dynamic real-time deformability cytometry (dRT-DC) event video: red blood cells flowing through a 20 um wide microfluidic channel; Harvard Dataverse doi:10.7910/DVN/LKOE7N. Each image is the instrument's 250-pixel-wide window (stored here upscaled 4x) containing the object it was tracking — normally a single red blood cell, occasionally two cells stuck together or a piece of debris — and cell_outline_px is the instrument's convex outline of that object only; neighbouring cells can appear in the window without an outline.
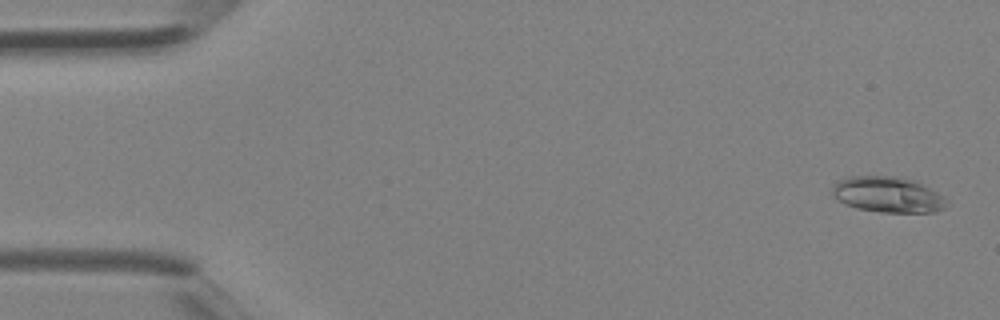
{"species": "Egyptian fruit bat (a non-hibernating species)", "species_latin": "Rousettus aegyptiacus", "temperature_condition": "room temperature", "stored_images_in_passage": 41, "camera_frame_rate_fps": 3000, "um_per_image_px": 0.085, "animal": {"sex": "female"}, "frame": {"image": 1, "passage_image": 2, "time_ms": 0.333, "image_size_px": [1000, 320], "cell_outline_px": [[948, 204], [944, 208], [932, 212], [880, 212], [856, 208], [836, 200], [832, 196], [832, 188], [840, 180], [848, 176], [900, 176], [916, 180], [944, 196], [948, 200]], "centroid_in_image_um": [75.48, 16.53], "position_along_channel_um": 9.5, "area_um2": 24.04}}
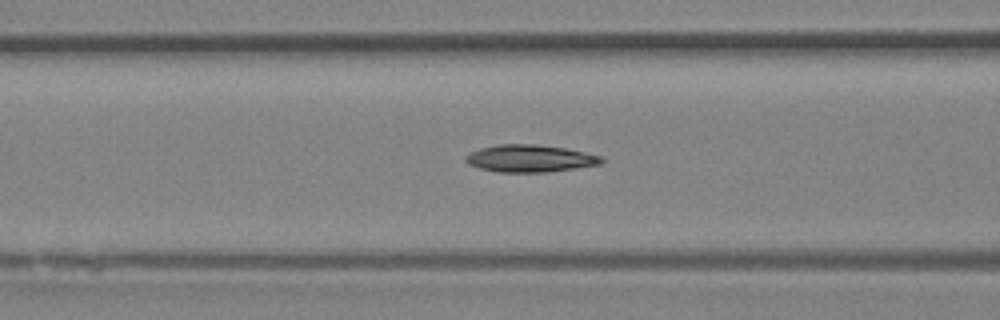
{"frame": {"image": 2, "passage_image": 17, "time_ms": 5.333, "image_size_px": [1000, 320], "cell_outline_px": [[604, 160], [600, 164], [544, 172], [496, 172], [480, 168], [468, 164], [464, 160], [464, 156], [480, 148], [496, 144], [536, 144], [564, 148], [584, 152], [600, 156]], "centroid_in_image_um": [44.98, 13.46], "position_along_channel_um": 121.6, "area_um2": 21.39}}
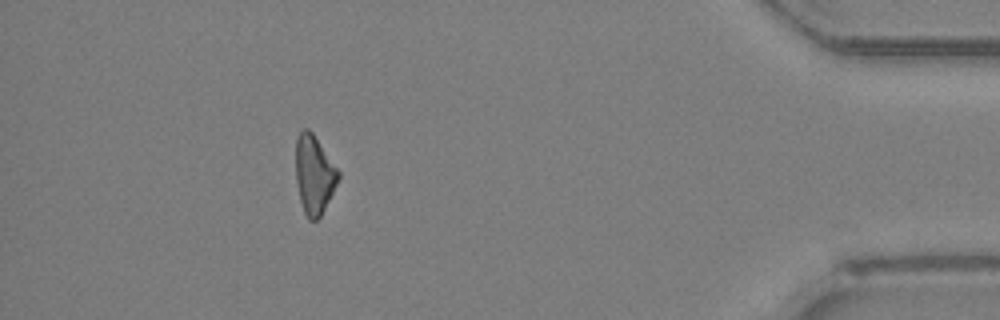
{"frame": {"image": 3, "passage_image": 37, "time_ms": 12.0, "image_size_px": [1000, 320], "cell_outline_px": [[340, 176], [320, 216], [316, 220], [308, 220], [304, 212], [300, 200], [296, 180], [296, 136], [304, 128], [308, 128], [312, 132], [340, 172]], "centroid_in_image_um": [26.68, 14.82], "position_along_channel_um": 408.5, "area_um2": 19.19}}